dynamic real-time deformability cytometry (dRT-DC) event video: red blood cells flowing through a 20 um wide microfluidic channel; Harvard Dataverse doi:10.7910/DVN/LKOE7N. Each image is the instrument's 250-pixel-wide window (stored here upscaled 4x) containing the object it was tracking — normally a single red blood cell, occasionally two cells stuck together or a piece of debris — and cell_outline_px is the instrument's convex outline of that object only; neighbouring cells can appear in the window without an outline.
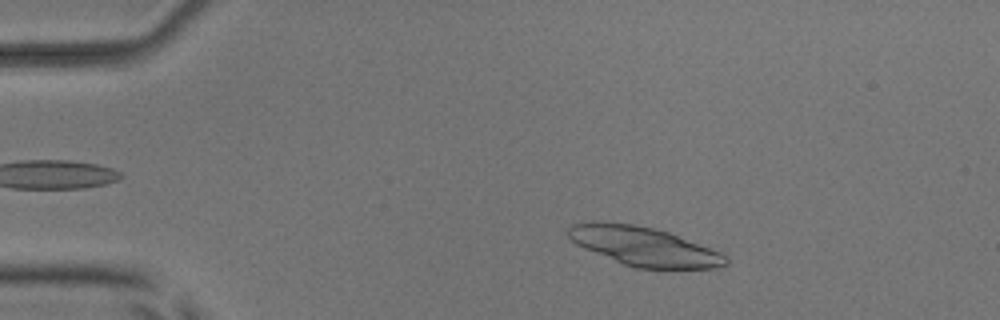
{"species": "common noctule bat (a hibernating species)", "species_latin": "Nyctalus noctula", "temperature_condition": "room temperature", "stored_images_in_passage": 50, "camera_frame_rate_fps": 3000, "um_per_image_px": 0.085, "animal": {"sex": "male", "body_mass_g": 17.9, "forearm_length_mm": 54.2}, "frame": {"image": 1, "passage_image": 7, "time_ms": 2.0, "image_size_px": [1000, 320], "cell_outline_px": [[728, 264], [712, 268], [636, 268], [624, 264], [584, 248], [576, 244], [568, 236], [568, 228], [572, 224], [592, 220], [600, 220], [636, 224], [668, 232], [720, 252], [728, 260]], "centroid_in_image_um": [54.67, 20.91], "position_along_channel_um": 30.3, "area_um2": 35.55}}